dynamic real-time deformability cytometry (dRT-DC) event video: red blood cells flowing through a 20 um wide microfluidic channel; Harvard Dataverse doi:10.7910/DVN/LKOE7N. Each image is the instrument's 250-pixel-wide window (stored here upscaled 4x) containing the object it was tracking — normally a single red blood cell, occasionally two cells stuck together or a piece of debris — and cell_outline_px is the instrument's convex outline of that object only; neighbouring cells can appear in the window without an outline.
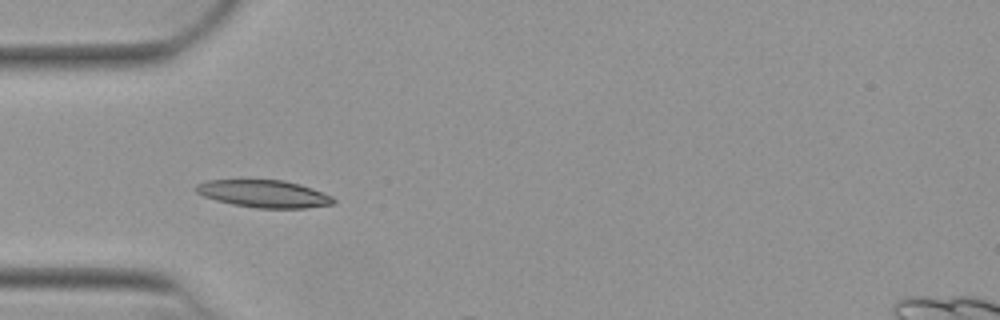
{"species": "Egyptian fruit bat (a non-hibernating species)", "species_latin": "Rousettus aegyptiacus", "temperature_condition": "warm", "stored_images_in_passage": 9, "camera_frame_rate_fps": 3000, "um_per_image_px": 0.085, "animal": {"sex": "female"}, "frame": {"image": 1, "passage_image": 7, "time_ms": 2.0, "image_size_px": [1000, 320], "cell_outline_px": [[336, 200], [332, 204], [304, 208], [256, 208], [232, 204], [216, 200], [204, 196], [196, 192], [192, 188], [196, 184], [208, 180], [284, 180], [300, 184], [312, 188], [332, 196]], "centroid_in_image_um": [22.41, 16.47], "position_along_channel_um": 62.6, "area_um2": 21.96}}